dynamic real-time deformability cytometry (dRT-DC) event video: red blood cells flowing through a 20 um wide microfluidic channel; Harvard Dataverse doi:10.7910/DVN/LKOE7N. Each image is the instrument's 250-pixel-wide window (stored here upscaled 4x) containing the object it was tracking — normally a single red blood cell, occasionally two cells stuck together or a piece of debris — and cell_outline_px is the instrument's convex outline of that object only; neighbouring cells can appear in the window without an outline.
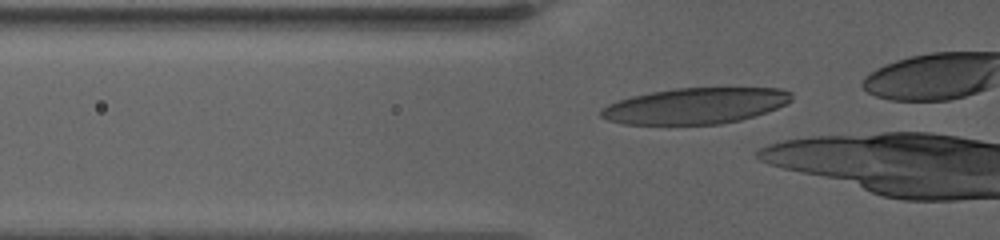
{"species": "human", "species_latin": "Homo sapiens", "temperature_condition": "warm", "stored_images_in_passage": 18, "camera_frame_rate_fps": 3000, "um_per_image_px": 0.085, "donor": {"sex": "female"}, "frame": {"image": 1, "passage_image": 12, "time_ms": 4.667, "image_size_px": [1000, 240], "cell_outline_px": [[792, 100], [776, 108], [740, 120], [720, 124], [624, 124], [608, 120], [600, 116], [600, 108], [608, 104], [632, 96], [652, 92], [676, 88], [780, 88], [792, 92]], "centroid_in_image_um": [59.09, 8.99], "position_along_channel_um": 66.7, "area_um2": 39.65}}
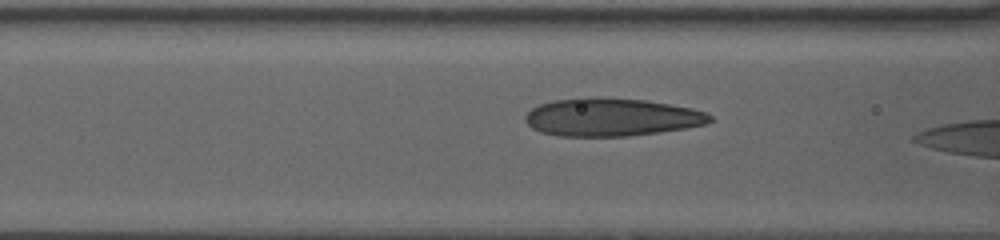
{"frame": {"image": 2, "passage_image": 16, "time_ms": 6.333, "image_size_px": [1000, 240], "cell_outline_px": [[712, 120], [704, 124], [684, 128], [628, 136], [560, 136], [540, 132], [532, 128], [524, 120], [524, 116], [532, 108], [540, 104], [552, 100], [584, 96], [644, 100], [692, 108], [704, 112], [712, 116]], "centroid_in_image_um": [51.9, 9.95], "position_along_channel_um": 114.7, "area_um2": 40.75}}